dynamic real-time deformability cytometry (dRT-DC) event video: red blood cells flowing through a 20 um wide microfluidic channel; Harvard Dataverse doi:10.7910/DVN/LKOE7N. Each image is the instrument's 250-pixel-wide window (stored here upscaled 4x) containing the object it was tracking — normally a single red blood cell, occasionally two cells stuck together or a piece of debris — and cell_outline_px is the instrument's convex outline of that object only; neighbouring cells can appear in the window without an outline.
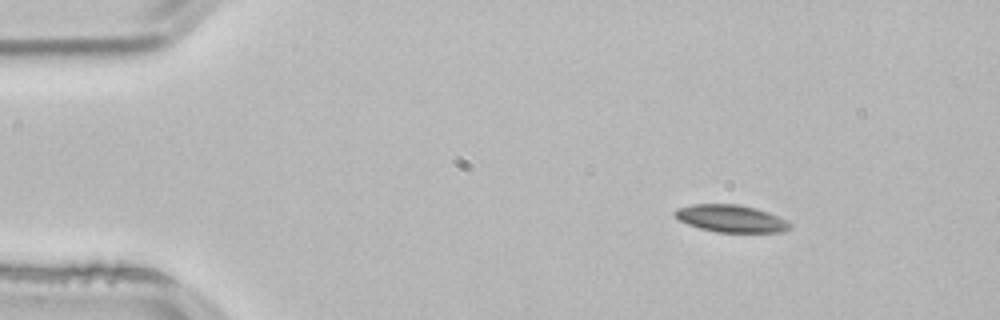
{"species": "common noctule bat (a hibernating species)", "species_latin": "Nyctalus noctula", "temperature_condition": "room temperature", "stored_images_in_passage": 3, "camera_frame_rate_fps": 3000, "um_per_image_px": 0.085, "animal": {"sex": "male", "body_mass_g": 21.5, "forearm_length_mm": 52.0}, "frame": {"image": 1, "passage_image": 1, "time_ms": 0.0, "image_size_px": [1000, 320], "cell_outline_px": [[792, 228], [784, 232], [716, 232], [700, 228], [688, 224], [680, 220], [672, 212], [676, 208], [692, 204], [740, 204], [756, 208], [768, 212], [788, 220], [792, 224]], "centroid_in_image_um": [62.17, 18.57], "position_along_channel_um": 22.8, "area_um2": 18.5}}
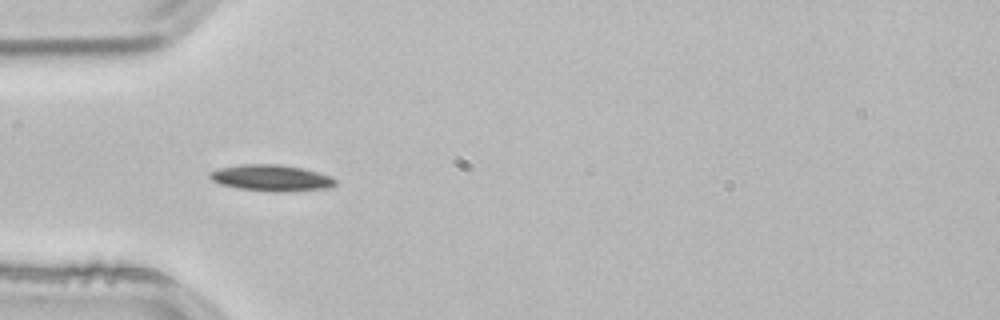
{"frame": {"image": 2, "passage_image": 3, "time_ms": 0.667, "image_size_px": [1000, 320], "cell_outline_px": [[336, 184], [328, 188], [288, 192], [272, 192], [240, 188], [220, 184], [212, 180], [208, 176], [208, 172], [216, 168], [240, 164], [280, 164], [300, 168], [332, 176], [336, 180]], "centroid_in_image_um": [23.03, 15.12], "position_along_channel_um": 62.0, "area_um2": 19.42}}